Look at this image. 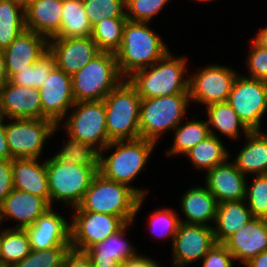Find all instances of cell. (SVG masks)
I'll list each match as a JSON object with an SVG mask.
<instances>
[{
	"label": "cell",
	"instance_id": "1",
	"mask_svg": "<svg viewBox=\"0 0 267 267\" xmlns=\"http://www.w3.org/2000/svg\"><path fill=\"white\" fill-rule=\"evenodd\" d=\"M156 146L155 142L141 137L111 141L99 152V173L107 179L131 187L140 197L146 198L149 190L130 185L147 166ZM109 149L115 150L110 156L104 155L106 153L103 152L110 151Z\"/></svg>",
	"mask_w": 267,
	"mask_h": 267
},
{
	"label": "cell",
	"instance_id": "2",
	"mask_svg": "<svg viewBox=\"0 0 267 267\" xmlns=\"http://www.w3.org/2000/svg\"><path fill=\"white\" fill-rule=\"evenodd\" d=\"M149 25V22L128 20L124 25L122 45L115 53L119 72L124 79L152 66L171 51Z\"/></svg>",
	"mask_w": 267,
	"mask_h": 267
},
{
	"label": "cell",
	"instance_id": "3",
	"mask_svg": "<svg viewBox=\"0 0 267 267\" xmlns=\"http://www.w3.org/2000/svg\"><path fill=\"white\" fill-rule=\"evenodd\" d=\"M145 197H140L131 187L105 178L99 172L74 211H91L122 217L127 223L143 206Z\"/></svg>",
	"mask_w": 267,
	"mask_h": 267
},
{
	"label": "cell",
	"instance_id": "4",
	"mask_svg": "<svg viewBox=\"0 0 267 267\" xmlns=\"http://www.w3.org/2000/svg\"><path fill=\"white\" fill-rule=\"evenodd\" d=\"M176 57L169 51L152 66L138 70L128 78L141 99L189 94V74L185 75L187 58Z\"/></svg>",
	"mask_w": 267,
	"mask_h": 267
},
{
	"label": "cell",
	"instance_id": "5",
	"mask_svg": "<svg viewBox=\"0 0 267 267\" xmlns=\"http://www.w3.org/2000/svg\"><path fill=\"white\" fill-rule=\"evenodd\" d=\"M75 102L99 101L116 88L124 78L119 72L116 54L100 52L71 76Z\"/></svg>",
	"mask_w": 267,
	"mask_h": 267
},
{
	"label": "cell",
	"instance_id": "6",
	"mask_svg": "<svg viewBox=\"0 0 267 267\" xmlns=\"http://www.w3.org/2000/svg\"><path fill=\"white\" fill-rule=\"evenodd\" d=\"M141 100L128 79H124L104 98L106 128L111 141L140 137Z\"/></svg>",
	"mask_w": 267,
	"mask_h": 267
},
{
	"label": "cell",
	"instance_id": "7",
	"mask_svg": "<svg viewBox=\"0 0 267 267\" xmlns=\"http://www.w3.org/2000/svg\"><path fill=\"white\" fill-rule=\"evenodd\" d=\"M46 172L50 206L59 201L73 209L81 203L99 168L67 163L53 155L46 160Z\"/></svg>",
	"mask_w": 267,
	"mask_h": 267
},
{
	"label": "cell",
	"instance_id": "8",
	"mask_svg": "<svg viewBox=\"0 0 267 267\" xmlns=\"http://www.w3.org/2000/svg\"><path fill=\"white\" fill-rule=\"evenodd\" d=\"M191 103L189 94H174L142 99L140 105V137L158 143L162 134L172 131L186 117Z\"/></svg>",
	"mask_w": 267,
	"mask_h": 267
},
{
	"label": "cell",
	"instance_id": "9",
	"mask_svg": "<svg viewBox=\"0 0 267 267\" xmlns=\"http://www.w3.org/2000/svg\"><path fill=\"white\" fill-rule=\"evenodd\" d=\"M10 120V121H9ZM5 131L13 159L41 158L45 142L53 137L59 126L51 119H5Z\"/></svg>",
	"mask_w": 267,
	"mask_h": 267
},
{
	"label": "cell",
	"instance_id": "10",
	"mask_svg": "<svg viewBox=\"0 0 267 267\" xmlns=\"http://www.w3.org/2000/svg\"><path fill=\"white\" fill-rule=\"evenodd\" d=\"M71 109L62 119L65 134L90 144L100 152L111 142L106 128L104 101L75 102Z\"/></svg>",
	"mask_w": 267,
	"mask_h": 267
},
{
	"label": "cell",
	"instance_id": "11",
	"mask_svg": "<svg viewBox=\"0 0 267 267\" xmlns=\"http://www.w3.org/2000/svg\"><path fill=\"white\" fill-rule=\"evenodd\" d=\"M227 102L249 131H262L261 121L267 114L266 81L238 74Z\"/></svg>",
	"mask_w": 267,
	"mask_h": 267
},
{
	"label": "cell",
	"instance_id": "12",
	"mask_svg": "<svg viewBox=\"0 0 267 267\" xmlns=\"http://www.w3.org/2000/svg\"><path fill=\"white\" fill-rule=\"evenodd\" d=\"M72 212L70 247L79 252H85L96 243L106 240L127 224L119 216L91 211Z\"/></svg>",
	"mask_w": 267,
	"mask_h": 267
},
{
	"label": "cell",
	"instance_id": "13",
	"mask_svg": "<svg viewBox=\"0 0 267 267\" xmlns=\"http://www.w3.org/2000/svg\"><path fill=\"white\" fill-rule=\"evenodd\" d=\"M189 74V95L191 103L206 107L216 102L228 100L233 82L238 73L229 66L207 64L201 70Z\"/></svg>",
	"mask_w": 267,
	"mask_h": 267
},
{
	"label": "cell",
	"instance_id": "14",
	"mask_svg": "<svg viewBox=\"0 0 267 267\" xmlns=\"http://www.w3.org/2000/svg\"><path fill=\"white\" fill-rule=\"evenodd\" d=\"M216 243L213 226L180 222L171 249L173 267L202 260Z\"/></svg>",
	"mask_w": 267,
	"mask_h": 267
},
{
	"label": "cell",
	"instance_id": "15",
	"mask_svg": "<svg viewBox=\"0 0 267 267\" xmlns=\"http://www.w3.org/2000/svg\"><path fill=\"white\" fill-rule=\"evenodd\" d=\"M42 119H51L58 126L75 104L71 76L55 67L39 89Z\"/></svg>",
	"mask_w": 267,
	"mask_h": 267
},
{
	"label": "cell",
	"instance_id": "16",
	"mask_svg": "<svg viewBox=\"0 0 267 267\" xmlns=\"http://www.w3.org/2000/svg\"><path fill=\"white\" fill-rule=\"evenodd\" d=\"M48 50L54 56L56 67L72 76L101 51L92 37L58 38L48 41Z\"/></svg>",
	"mask_w": 267,
	"mask_h": 267
},
{
	"label": "cell",
	"instance_id": "17",
	"mask_svg": "<svg viewBox=\"0 0 267 267\" xmlns=\"http://www.w3.org/2000/svg\"><path fill=\"white\" fill-rule=\"evenodd\" d=\"M53 207L26 227L32 250L70 247V224Z\"/></svg>",
	"mask_w": 267,
	"mask_h": 267
},
{
	"label": "cell",
	"instance_id": "18",
	"mask_svg": "<svg viewBox=\"0 0 267 267\" xmlns=\"http://www.w3.org/2000/svg\"><path fill=\"white\" fill-rule=\"evenodd\" d=\"M229 160L205 173V186L218 203L245 199L247 177Z\"/></svg>",
	"mask_w": 267,
	"mask_h": 267
},
{
	"label": "cell",
	"instance_id": "19",
	"mask_svg": "<svg viewBox=\"0 0 267 267\" xmlns=\"http://www.w3.org/2000/svg\"><path fill=\"white\" fill-rule=\"evenodd\" d=\"M3 119H42V103L37 88L20 86L10 80L0 89Z\"/></svg>",
	"mask_w": 267,
	"mask_h": 267
},
{
	"label": "cell",
	"instance_id": "20",
	"mask_svg": "<svg viewBox=\"0 0 267 267\" xmlns=\"http://www.w3.org/2000/svg\"><path fill=\"white\" fill-rule=\"evenodd\" d=\"M50 208V204L43 197L13 189L0 204L1 223L10 219L17 224L9 228L25 229Z\"/></svg>",
	"mask_w": 267,
	"mask_h": 267
},
{
	"label": "cell",
	"instance_id": "21",
	"mask_svg": "<svg viewBox=\"0 0 267 267\" xmlns=\"http://www.w3.org/2000/svg\"><path fill=\"white\" fill-rule=\"evenodd\" d=\"M223 245L235 261L246 264L263 251H267V219L253 217Z\"/></svg>",
	"mask_w": 267,
	"mask_h": 267
},
{
	"label": "cell",
	"instance_id": "22",
	"mask_svg": "<svg viewBox=\"0 0 267 267\" xmlns=\"http://www.w3.org/2000/svg\"><path fill=\"white\" fill-rule=\"evenodd\" d=\"M48 39L34 31L25 30L4 49L6 70L11 79L17 72L34 64L48 51Z\"/></svg>",
	"mask_w": 267,
	"mask_h": 267
},
{
	"label": "cell",
	"instance_id": "23",
	"mask_svg": "<svg viewBox=\"0 0 267 267\" xmlns=\"http://www.w3.org/2000/svg\"><path fill=\"white\" fill-rule=\"evenodd\" d=\"M63 0H29L25 6L26 29L53 38L61 28Z\"/></svg>",
	"mask_w": 267,
	"mask_h": 267
},
{
	"label": "cell",
	"instance_id": "24",
	"mask_svg": "<svg viewBox=\"0 0 267 267\" xmlns=\"http://www.w3.org/2000/svg\"><path fill=\"white\" fill-rule=\"evenodd\" d=\"M12 178L14 189L43 197L50 204L46 160L12 159Z\"/></svg>",
	"mask_w": 267,
	"mask_h": 267
},
{
	"label": "cell",
	"instance_id": "25",
	"mask_svg": "<svg viewBox=\"0 0 267 267\" xmlns=\"http://www.w3.org/2000/svg\"><path fill=\"white\" fill-rule=\"evenodd\" d=\"M180 202V208L186 218V220L180 219V222L205 226L214 225L218 202L206 186L196 185L188 189L182 195Z\"/></svg>",
	"mask_w": 267,
	"mask_h": 267
},
{
	"label": "cell",
	"instance_id": "26",
	"mask_svg": "<svg viewBox=\"0 0 267 267\" xmlns=\"http://www.w3.org/2000/svg\"><path fill=\"white\" fill-rule=\"evenodd\" d=\"M245 144L235 156V166L246 176L267 174V133L250 131Z\"/></svg>",
	"mask_w": 267,
	"mask_h": 267
},
{
	"label": "cell",
	"instance_id": "27",
	"mask_svg": "<svg viewBox=\"0 0 267 267\" xmlns=\"http://www.w3.org/2000/svg\"><path fill=\"white\" fill-rule=\"evenodd\" d=\"M253 218L245 200L218 203L213 232L215 240L223 244L230 236Z\"/></svg>",
	"mask_w": 267,
	"mask_h": 267
},
{
	"label": "cell",
	"instance_id": "28",
	"mask_svg": "<svg viewBox=\"0 0 267 267\" xmlns=\"http://www.w3.org/2000/svg\"><path fill=\"white\" fill-rule=\"evenodd\" d=\"M205 109L208 118L206 121L211 135L219 137L215 132L217 130L220 135L222 134L230 140H238L241 132L244 136L250 132L227 101L209 104Z\"/></svg>",
	"mask_w": 267,
	"mask_h": 267
},
{
	"label": "cell",
	"instance_id": "29",
	"mask_svg": "<svg viewBox=\"0 0 267 267\" xmlns=\"http://www.w3.org/2000/svg\"><path fill=\"white\" fill-rule=\"evenodd\" d=\"M223 143L220 137L210 135L189 150L185 156L189 158L193 167H196L195 170L207 172L231 157L230 150L228 151Z\"/></svg>",
	"mask_w": 267,
	"mask_h": 267
},
{
	"label": "cell",
	"instance_id": "30",
	"mask_svg": "<svg viewBox=\"0 0 267 267\" xmlns=\"http://www.w3.org/2000/svg\"><path fill=\"white\" fill-rule=\"evenodd\" d=\"M179 123L174 128V142L169 150H166L167 156L185 155L189 150L195 147L199 142L210 136V130L207 121L193 119ZM184 123V124H183Z\"/></svg>",
	"mask_w": 267,
	"mask_h": 267
},
{
	"label": "cell",
	"instance_id": "31",
	"mask_svg": "<svg viewBox=\"0 0 267 267\" xmlns=\"http://www.w3.org/2000/svg\"><path fill=\"white\" fill-rule=\"evenodd\" d=\"M25 30V7L13 0H0V48L8 47Z\"/></svg>",
	"mask_w": 267,
	"mask_h": 267
},
{
	"label": "cell",
	"instance_id": "32",
	"mask_svg": "<svg viewBox=\"0 0 267 267\" xmlns=\"http://www.w3.org/2000/svg\"><path fill=\"white\" fill-rule=\"evenodd\" d=\"M134 222L127 223L120 231L109 236L106 240L96 243L85 251L88 257H106L113 258L119 262H124L128 259L137 257V248L127 240H125L127 229L133 225Z\"/></svg>",
	"mask_w": 267,
	"mask_h": 267
},
{
	"label": "cell",
	"instance_id": "33",
	"mask_svg": "<svg viewBox=\"0 0 267 267\" xmlns=\"http://www.w3.org/2000/svg\"><path fill=\"white\" fill-rule=\"evenodd\" d=\"M91 31L82 0H63L61 28L54 37H90Z\"/></svg>",
	"mask_w": 267,
	"mask_h": 267
},
{
	"label": "cell",
	"instance_id": "34",
	"mask_svg": "<svg viewBox=\"0 0 267 267\" xmlns=\"http://www.w3.org/2000/svg\"><path fill=\"white\" fill-rule=\"evenodd\" d=\"M1 264L11 266L23 260L31 251L26 229L1 228L0 230Z\"/></svg>",
	"mask_w": 267,
	"mask_h": 267
},
{
	"label": "cell",
	"instance_id": "35",
	"mask_svg": "<svg viewBox=\"0 0 267 267\" xmlns=\"http://www.w3.org/2000/svg\"><path fill=\"white\" fill-rule=\"evenodd\" d=\"M126 17L105 18L92 27L91 37L102 52L116 53L123 40Z\"/></svg>",
	"mask_w": 267,
	"mask_h": 267
},
{
	"label": "cell",
	"instance_id": "36",
	"mask_svg": "<svg viewBox=\"0 0 267 267\" xmlns=\"http://www.w3.org/2000/svg\"><path fill=\"white\" fill-rule=\"evenodd\" d=\"M62 147L54 156L64 162L80 166L99 168V151L90 144L67 136Z\"/></svg>",
	"mask_w": 267,
	"mask_h": 267
},
{
	"label": "cell",
	"instance_id": "37",
	"mask_svg": "<svg viewBox=\"0 0 267 267\" xmlns=\"http://www.w3.org/2000/svg\"><path fill=\"white\" fill-rule=\"evenodd\" d=\"M55 67L54 56L48 50L34 64L17 72L10 81L20 86L40 89Z\"/></svg>",
	"mask_w": 267,
	"mask_h": 267
},
{
	"label": "cell",
	"instance_id": "38",
	"mask_svg": "<svg viewBox=\"0 0 267 267\" xmlns=\"http://www.w3.org/2000/svg\"><path fill=\"white\" fill-rule=\"evenodd\" d=\"M173 208L158 209L149 216V230L154 238H171L173 244L174 238L180 224L179 214ZM155 234V235H154Z\"/></svg>",
	"mask_w": 267,
	"mask_h": 267
},
{
	"label": "cell",
	"instance_id": "39",
	"mask_svg": "<svg viewBox=\"0 0 267 267\" xmlns=\"http://www.w3.org/2000/svg\"><path fill=\"white\" fill-rule=\"evenodd\" d=\"M252 177L250 185L247 181L244 200L253 217L267 219V174Z\"/></svg>",
	"mask_w": 267,
	"mask_h": 267
},
{
	"label": "cell",
	"instance_id": "40",
	"mask_svg": "<svg viewBox=\"0 0 267 267\" xmlns=\"http://www.w3.org/2000/svg\"><path fill=\"white\" fill-rule=\"evenodd\" d=\"M93 27L105 18L126 17L125 0H82Z\"/></svg>",
	"mask_w": 267,
	"mask_h": 267
},
{
	"label": "cell",
	"instance_id": "41",
	"mask_svg": "<svg viewBox=\"0 0 267 267\" xmlns=\"http://www.w3.org/2000/svg\"><path fill=\"white\" fill-rule=\"evenodd\" d=\"M171 0H125L126 18L133 22H151Z\"/></svg>",
	"mask_w": 267,
	"mask_h": 267
},
{
	"label": "cell",
	"instance_id": "42",
	"mask_svg": "<svg viewBox=\"0 0 267 267\" xmlns=\"http://www.w3.org/2000/svg\"><path fill=\"white\" fill-rule=\"evenodd\" d=\"M250 47L246 62L249 75L246 77L267 82V49L259 46L254 40Z\"/></svg>",
	"mask_w": 267,
	"mask_h": 267
},
{
	"label": "cell",
	"instance_id": "43",
	"mask_svg": "<svg viewBox=\"0 0 267 267\" xmlns=\"http://www.w3.org/2000/svg\"><path fill=\"white\" fill-rule=\"evenodd\" d=\"M236 262L232 254L223 245L216 243L202 258L201 267H232Z\"/></svg>",
	"mask_w": 267,
	"mask_h": 267
},
{
	"label": "cell",
	"instance_id": "44",
	"mask_svg": "<svg viewBox=\"0 0 267 267\" xmlns=\"http://www.w3.org/2000/svg\"><path fill=\"white\" fill-rule=\"evenodd\" d=\"M71 247H52L40 250L41 267H62L65 255Z\"/></svg>",
	"mask_w": 267,
	"mask_h": 267
},
{
	"label": "cell",
	"instance_id": "45",
	"mask_svg": "<svg viewBox=\"0 0 267 267\" xmlns=\"http://www.w3.org/2000/svg\"><path fill=\"white\" fill-rule=\"evenodd\" d=\"M13 189L12 159L0 160V204Z\"/></svg>",
	"mask_w": 267,
	"mask_h": 267
},
{
	"label": "cell",
	"instance_id": "46",
	"mask_svg": "<svg viewBox=\"0 0 267 267\" xmlns=\"http://www.w3.org/2000/svg\"><path fill=\"white\" fill-rule=\"evenodd\" d=\"M62 267H93V265L85 252L70 249L64 257Z\"/></svg>",
	"mask_w": 267,
	"mask_h": 267
},
{
	"label": "cell",
	"instance_id": "47",
	"mask_svg": "<svg viewBox=\"0 0 267 267\" xmlns=\"http://www.w3.org/2000/svg\"><path fill=\"white\" fill-rule=\"evenodd\" d=\"M160 261L152 259V257L139 255L133 259L125 260L121 263V267H162Z\"/></svg>",
	"mask_w": 267,
	"mask_h": 267
},
{
	"label": "cell",
	"instance_id": "48",
	"mask_svg": "<svg viewBox=\"0 0 267 267\" xmlns=\"http://www.w3.org/2000/svg\"><path fill=\"white\" fill-rule=\"evenodd\" d=\"M9 267H41L40 250H32L23 260L12 264Z\"/></svg>",
	"mask_w": 267,
	"mask_h": 267
},
{
	"label": "cell",
	"instance_id": "49",
	"mask_svg": "<svg viewBox=\"0 0 267 267\" xmlns=\"http://www.w3.org/2000/svg\"><path fill=\"white\" fill-rule=\"evenodd\" d=\"M13 159L10 154L5 131V119L0 122V160Z\"/></svg>",
	"mask_w": 267,
	"mask_h": 267
},
{
	"label": "cell",
	"instance_id": "50",
	"mask_svg": "<svg viewBox=\"0 0 267 267\" xmlns=\"http://www.w3.org/2000/svg\"><path fill=\"white\" fill-rule=\"evenodd\" d=\"M93 267H121V262L113 258L89 257Z\"/></svg>",
	"mask_w": 267,
	"mask_h": 267
},
{
	"label": "cell",
	"instance_id": "51",
	"mask_svg": "<svg viewBox=\"0 0 267 267\" xmlns=\"http://www.w3.org/2000/svg\"><path fill=\"white\" fill-rule=\"evenodd\" d=\"M10 80L5 63L4 49L0 48V89Z\"/></svg>",
	"mask_w": 267,
	"mask_h": 267
},
{
	"label": "cell",
	"instance_id": "52",
	"mask_svg": "<svg viewBox=\"0 0 267 267\" xmlns=\"http://www.w3.org/2000/svg\"><path fill=\"white\" fill-rule=\"evenodd\" d=\"M245 267H267V251L261 252L245 264Z\"/></svg>",
	"mask_w": 267,
	"mask_h": 267
},
{
	"label": "cell",
	"instance_id": "53",
	"mask_svg": "<svg viewBox=\"0 0 267 267\" xmlns=\"http://www.w3.org/2000/svg\"><path fill=\"white\" fill-rule=\"evenodd\" d=\"M256 37L253 39L259 46L267 49V26L259 29L256 32Z\"/></svg>",
	"mask_w": 267,
	"mask_h": 267
},
{
	"label": "cell",
	"instance_id": "54",
	"mask_svg": "<svg viewBox=\"0 0 267 267\" xmlns=\"http://www.w3.org/2000/svg\"><path fill=\"white\" fill-rule=\"evenodd\" d=\"M13 1H16L20 4H22L24 7L28 4L29 0H13Z\"/></svg>",
	"mask_w": 267,
	"mask_h": 267
},
{
	"label": "cell",
	"instance_id": "55",
	"mask_svg": "<svg viewBox=\"0 0 267 267\" xmlns=\"http://www.w3.org/2000/svg\"><path fill=\"white\" fill-rule=\"evenodd\" d=\"M195 1H197V2H201V3H202V2H203V3H205V2L207 3V2H212V1H214V0H195Z\"/></svg>",
	"mask_w": 267,
	"mask_h": 267
},
{
	"label": "cell",
	"instance_id": "56",
	"mask_svg": "<svg viewBox=\"0 0 267 267\" xmlns=\"http://www.w3.org/2000/svg\"><path fill=\"white\" fill-rule=\"evenodd\" d=\"M3 120V116H2V110H1V102H0V122Z\"/></svg>",
	"mask_w": 267,
	"mask_h": 267
},
{
	"label": "cell",
	"instance_id": "57",
	"mask_svg": "<svg viewBox=\"0 0 267 267\" xmlns=\"http://www.w3.org/2000/svg\"><path fill=\"white\" fill-rule=\"evenodd\" d=\"M0 267H9V266H5V265H3V264H0Z\"/></svg>",
	"mask_w": 267,
	"mask_h": 267
}]
</instances>
